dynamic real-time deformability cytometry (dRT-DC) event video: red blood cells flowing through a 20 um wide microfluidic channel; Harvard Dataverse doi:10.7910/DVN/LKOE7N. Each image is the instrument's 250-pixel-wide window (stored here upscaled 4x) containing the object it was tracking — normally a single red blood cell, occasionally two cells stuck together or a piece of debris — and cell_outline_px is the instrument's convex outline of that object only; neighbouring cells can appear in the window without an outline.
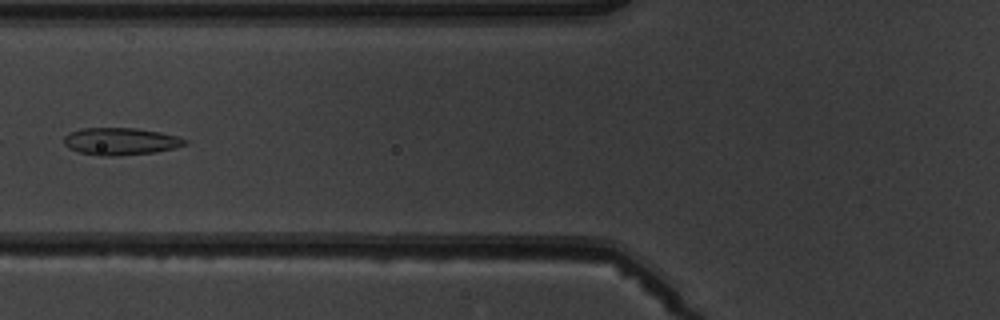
{"species": "common noctule bat (a hibernating species)", "species_latin": "Nyctalus noctula", "temperature_condition": "warm", "stored_images_in_passage": 6, "camera_frame_rate_fps": 3000, "um_per_image_px": 0.085, "animal": {"sex": "male", "body_mass_g": 19.5, "forearm_length_mm": 54.6}, "frame": {"image": 1, "passage_image": 5, "time_ms": 5.667, "image_size_px": [1000, 320], "cell_outline_px": [[188, 144], [176, 148], [156, 152], [116, 156], [96, 156], [80, 152], [68, 148], [64, 144], [64, 136], [68, 132], [84, 128], [136, 128], [160, 132], [176, 136], [188, 140]], "centroid_in_image_um": [10.25, 12.02], "position_along_channel_um": 115.5, "area_um2": 19.42}}
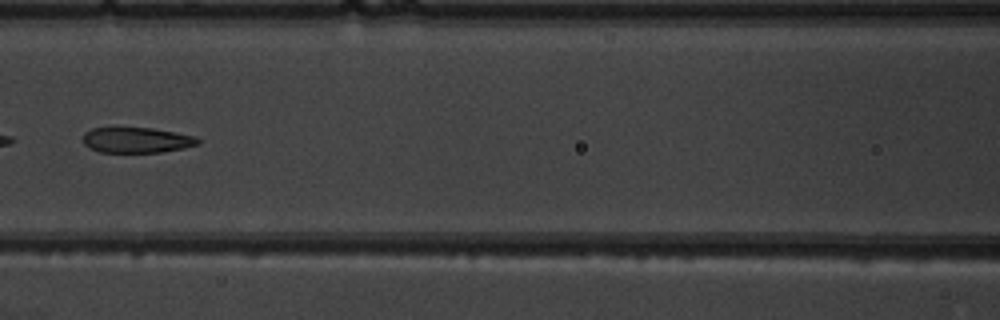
{"frame": {"image": 2, "passage_image": 6, "time_ms": 6.667, "image_size_px": [1000, 320], "cell_outline_px": [[200, 144], [184, 148], [160, 152], [100, 152], [88, 148], [84, 144], [84, 132], [92, 128], [152, 128], [176, 132], [196, 136], [200, 140]], "centroid_in_image_um": [11.64, 11.91], "position_along_channel_um": 155.0, "area_um2": 17.11}}